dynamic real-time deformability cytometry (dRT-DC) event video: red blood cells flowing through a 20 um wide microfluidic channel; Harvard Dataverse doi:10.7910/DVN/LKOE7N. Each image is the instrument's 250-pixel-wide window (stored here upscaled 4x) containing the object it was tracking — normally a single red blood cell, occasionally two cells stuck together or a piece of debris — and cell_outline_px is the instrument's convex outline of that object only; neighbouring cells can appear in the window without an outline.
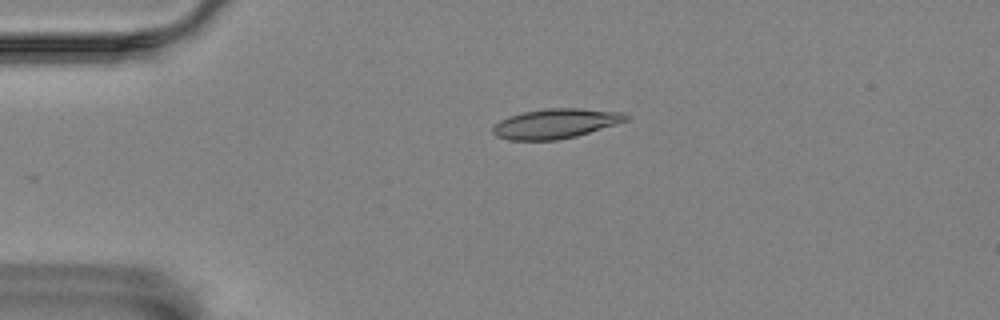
{"species": "Egyptian fruit bat (a non-hibernating species)", "species_latin": "Rousettus aegyptiacus", "temperature_condition": "room temperature", "stored_images_in_passage": 4, "camera_frame_rate_fps": 3000, "um_per_image_px": 0.085, "animal": {"sex": "female"}, "frame": {"image": 1, "passage_image": 3, "time_ms": 3.333, "image_size_px": [1000, 320], "cell_outline_px": [[628, 120], [616, 124], [576, 136], [556, 140], [508, 140], [496, 136], [492, 132], [492, 128], [500, 120], [508, 116], [524, 112], [548, 108], [580, 108], [624, 112], [628, 116]], "centroid_in_image_um": [47.22, 10.5], "position_along_channel_um": 37.8, "area_um2": 23.0}}